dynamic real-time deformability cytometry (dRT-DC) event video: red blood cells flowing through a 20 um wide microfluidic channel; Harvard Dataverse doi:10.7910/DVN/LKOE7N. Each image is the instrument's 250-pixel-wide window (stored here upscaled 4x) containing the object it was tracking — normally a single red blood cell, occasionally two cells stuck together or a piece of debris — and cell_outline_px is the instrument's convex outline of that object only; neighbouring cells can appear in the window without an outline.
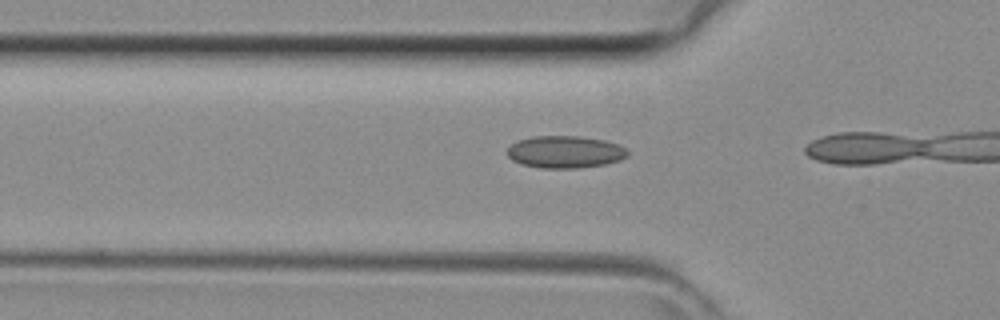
{"species": "common noctule bat (a hibernating species)", "species_latin": "Nyctalus noctula", "temperature_condition": "room temperature", "stored_images_in_passage": 10, "camera_frame_rate_fps": 3000, "um_per_image_px": 0.085, "animal": {"sex": "female", "body_mass_g": 29.2, "forearm_length_mm": 56.3}, "frame": {"image": 1, "passage_image": 9, "time_ms": 2.667, "image_size_px": [1000, 320], "cell_outline_px": [[628, 156], [620, 160], [604, 164], [580, 168], [540, 168], [520, 164], [512, 160], [508, 156], [508, 148], [516, 140], [532, 136], [576, 136], [604, 140], [620, 144], [628, 152]], "centroid_in_image_um": [48.02, 12.91], "position_along_channel_um": 77.8, "area_um2": 22.72}}